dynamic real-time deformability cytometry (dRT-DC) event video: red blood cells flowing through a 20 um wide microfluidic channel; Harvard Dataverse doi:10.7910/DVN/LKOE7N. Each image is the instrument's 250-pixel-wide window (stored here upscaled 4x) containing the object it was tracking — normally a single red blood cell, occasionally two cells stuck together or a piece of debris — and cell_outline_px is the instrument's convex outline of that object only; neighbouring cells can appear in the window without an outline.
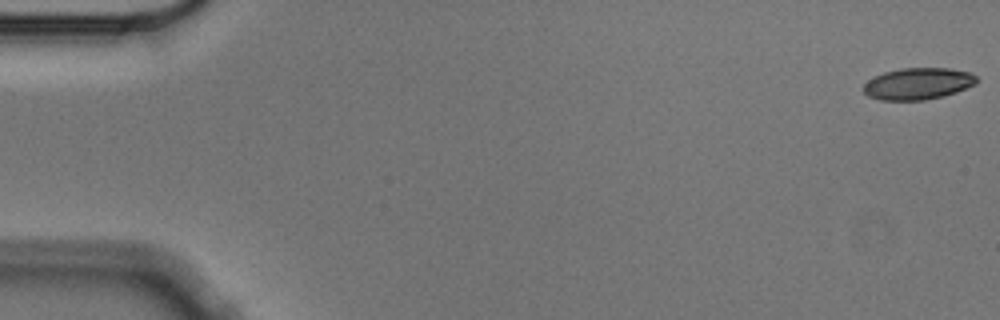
{"species": "Egyptian fruit bat (a non-hibernating species)", "species_latin": "Rousettus aegyptiacus", "temperature_condition": "cold", "stored_images_in_passage": 6, "camera_frame_rate_fps": 3000, "um_per_image_px": 0.085, "animal": {"sex": "male"}, "frame": {"image": 1, "passage_image": 1, "time_ms": 0.0, "image_size_px": [1000, 320], "cell_outline_px": [[980, 80], [976, 84], [956, 92], [944, 96], [924, 100], [880, 100], [868, 96], [864, 92], [864, 84], [868, 80], [884, 72], [900, 68], [952, 68], [968, 72], [976, 76]], "centroid_in_image_um": [78.06, 7.11], "position_along_channel_um": 6.9, "area_um2": 20.98}}
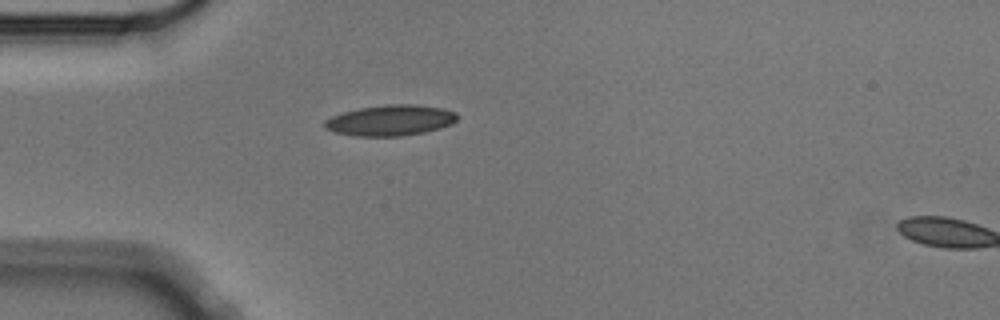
{"frame": {"image": 2, "passage_image": 5, "time_ms": 1.333, "image_size_px": [1000, 320], "cell_outline_px": [[456, 120], [452, 124], [440, 128], [424, 132], [400, 136], [356, 136], [332, 132], [324, 128], [324, 120], [332, 116], [344, 112], [360, 108], [388, 104], [416, 104], [444, 108], [456, 112]], "centroid_in_image_um": [33.17, 10.23], "position_along_channel_um": 51.8, "area_um2": 23.81}}